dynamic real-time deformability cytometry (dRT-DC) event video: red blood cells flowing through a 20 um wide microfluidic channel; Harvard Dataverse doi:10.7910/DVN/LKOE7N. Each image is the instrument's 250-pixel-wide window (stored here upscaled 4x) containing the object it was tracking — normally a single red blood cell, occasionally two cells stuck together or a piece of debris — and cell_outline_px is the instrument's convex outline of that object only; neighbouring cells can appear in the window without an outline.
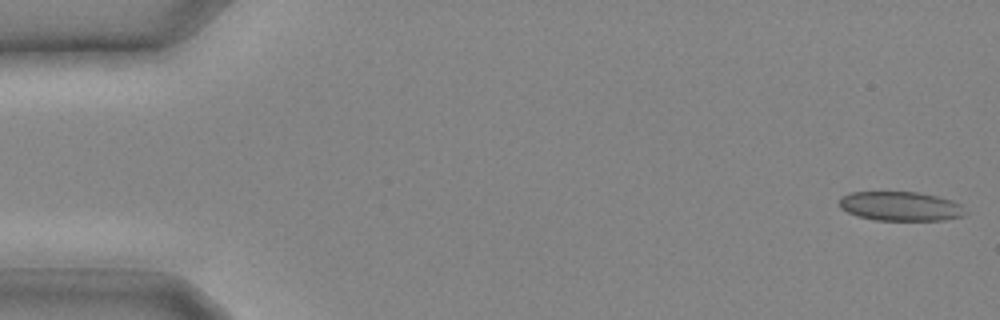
{"species": "common noctule bat (a hibernating species)", "species_latin": "Nyctalus noctula", "temperature_condition": "cold", "stored_images_in_passage": 8, "camera_frame_rate_fps": 3000, "um_per_image_px": 0.085, "animal": {"sex": "male", "body_mass_g": 20.4}, "frame": {"image": 1, "passage_image": 1, "time_ms": 0.0, "image_size_px": [1000, 320], "cell_outline_px": [[968, 212], [964, 216], [944, 220], [876, 220], [860, 216], [848, 212], [840, 208], [840, 200], [844, 196], [852, 192], [916, 192], [936, 196], [952, 200], [960, 204]], "centroid_in_image_um": [76.6, 17.53], "position_along_channel_um": 8.4, "area_um2": 21.33}}